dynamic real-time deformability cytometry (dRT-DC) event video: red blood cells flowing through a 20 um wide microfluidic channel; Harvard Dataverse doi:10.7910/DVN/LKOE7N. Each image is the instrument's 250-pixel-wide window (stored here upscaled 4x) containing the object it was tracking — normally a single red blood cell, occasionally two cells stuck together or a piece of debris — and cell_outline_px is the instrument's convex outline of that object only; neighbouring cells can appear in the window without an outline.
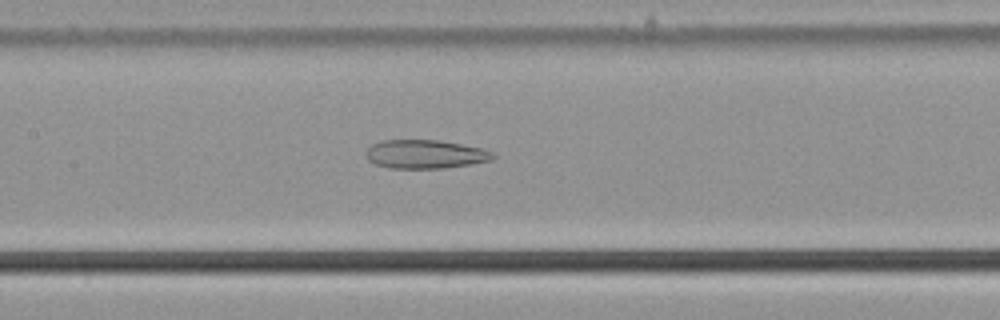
{"species": "common noctule bat (a hibernating species)", "species_latin": "Nyctalus noctula", "temperature_condition": "cold", "stored_images_in_passage": 53, "camera_frame_rate_fps": 3000, "um_per_image_px": 0.085, "animal": {"sex": "male", "body_mass_g": 21.5, "forearm_length_mm": 52.0}, "frame": {"image": 1, "passage_image": 25, "time_ms": 8.0, "image_size_px": [1000, 320], "cell_outline_px": [[496, 156], [492, 160], [472, 164], [444, 168], [388, 168], [376, 164], [368, 160], [364, 156], [368, 148], [372, 144], [384, 140], [440, 140], [480, 148], [492, 152]], "centroid_in_image_um": [36.13, 13.11], "position_along_channel_um": 171.3, "area_um2": 21.21}}
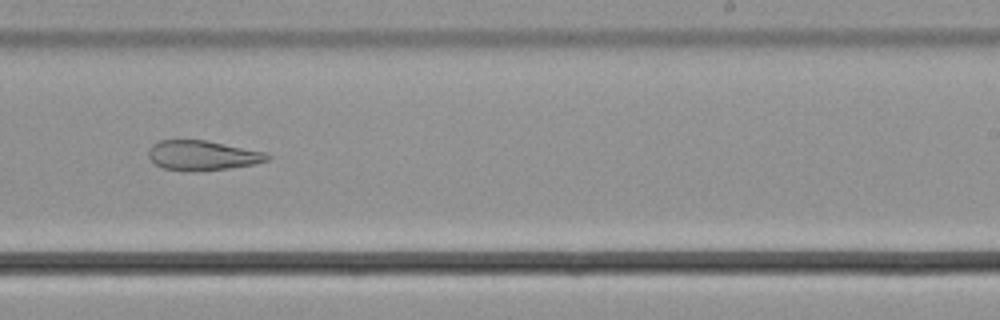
{"frame": {"image": 2, "passage_image": 33, "time_ms": 10.667, "image_size_px": [1000, 320], "cell_outline_px": [[272, 156], [268, 160], [252, 164], [228, 168], [164, 168], [156, 164], [148, 156], [148, 152], [152, 144], [160, 140], [204, 140], [264, 152]], "centroid_in_image_um": [17.21, 13.16], "position_along_channel_um": 271.8, "area_um2": 19.42}}
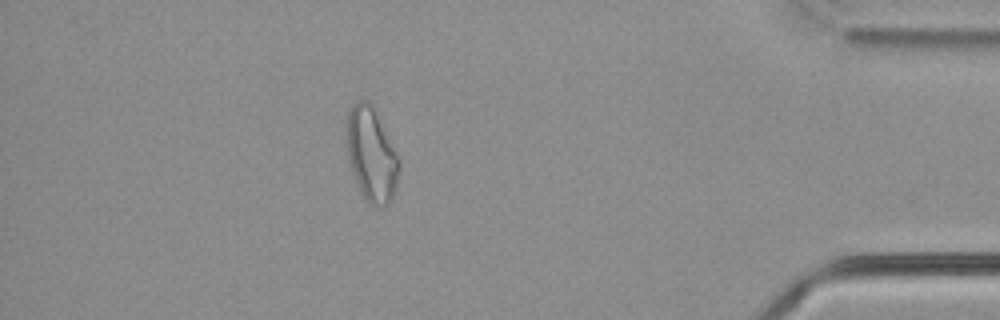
{"frame": {"image": 3, "passage_image": 47, "time_ms": 15.333, "image_size_px": [1000, 320], "cell_outline_px": [[400, 168], [396, 184], [392, 196], [380, 208], [376, 208], [368, 204], [356, 180], [348, 156], [344, 140], [344, 124], [348, 112], [352, 104], [356, 100], [368, 100], [372, 104], [400, 156]], "centroid_in_image_um": [31.55, 13.04], "position_along_channel_um": 403.7, "area_um2": 29.25}, "authors_computed_cell_mechanics": {"area_um2": 27.8596, "velocity_mm_per_s": 3.7926, "shape_relaxation_time_tau1_ms": null, "shape_relaxation_time_tau2_ms": 4.9161, "deformation_change_tau1": null, "deformation_change_tau2": 0.141}}